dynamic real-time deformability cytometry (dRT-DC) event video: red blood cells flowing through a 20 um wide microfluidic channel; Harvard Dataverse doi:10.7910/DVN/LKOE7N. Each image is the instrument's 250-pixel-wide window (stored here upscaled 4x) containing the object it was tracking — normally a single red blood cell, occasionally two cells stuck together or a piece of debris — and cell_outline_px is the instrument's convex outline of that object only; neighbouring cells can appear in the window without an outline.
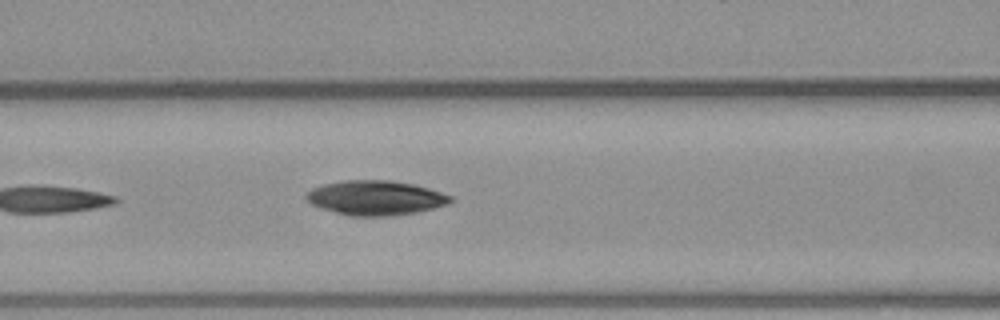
{"species": "common noctule bat (a hibernating species)", "species_latin": "Nyctalus noctula", "temperature_condition": "warm", "stored_images_in_passage": 4, "camera_frame_rate_fps": 3000, "um_per_image_px": 0.085, "animal": {"sex": "male", "body_mass_g": 23.1, "forearm_length_mm": 52.7}, "frame": {"image": 1, "passage_image": 4, "time_ms": 3.667, "image_size_px": [1000, 320], "cell_outline_px": [[452, 200], [448, 204], [416, 212], [392, 216], [352, 216], [320, 208], [312, 204], [304, 196], [312, 188], [324, 184], [344, 180], [392, 180], [412, 184], [428, 188], [452, 196]], "centroid_in_image_um": [31.91, 16.81], "position_along_channel_um": 134.7, "area_um2": 28.9}}